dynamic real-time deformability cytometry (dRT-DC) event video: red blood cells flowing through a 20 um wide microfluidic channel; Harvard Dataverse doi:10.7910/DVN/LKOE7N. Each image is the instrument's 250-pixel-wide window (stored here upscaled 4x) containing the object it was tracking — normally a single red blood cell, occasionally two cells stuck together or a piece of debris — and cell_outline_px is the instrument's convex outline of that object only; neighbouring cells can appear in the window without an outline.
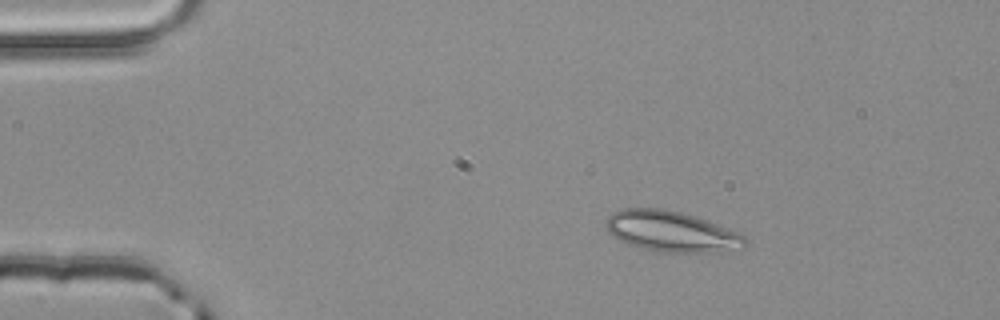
{"species": "common noctule bat (a hibernating species)", "species_latin": "Nyctalus noctula", "temperature_condition": "room temperature", "stored_images_in_passage": 2, "camera_frame_rate_fps": 3000, "um_per_image_px": 0.085, "animal": {"sex": "male", "body_mass_g": 20.4}, "frame": {"image": 1, "passage_image": 1, "time_ms": 0.0, "image_size_px": [1000, 320], "cell_outline_px": [[748, 244], [744, 248], [716, 252], [656, 252], [640, 248], [628, 244], [612, 236], [608, 232], [608, 216], [612, 212], [624, 208], [664, 208], [684, 212], [740, 232], [748, 240]], "centroid_in_image_um": [57.12, 19.67], "position_along_channel_um": 27.9, "area_um2": 33.35}}